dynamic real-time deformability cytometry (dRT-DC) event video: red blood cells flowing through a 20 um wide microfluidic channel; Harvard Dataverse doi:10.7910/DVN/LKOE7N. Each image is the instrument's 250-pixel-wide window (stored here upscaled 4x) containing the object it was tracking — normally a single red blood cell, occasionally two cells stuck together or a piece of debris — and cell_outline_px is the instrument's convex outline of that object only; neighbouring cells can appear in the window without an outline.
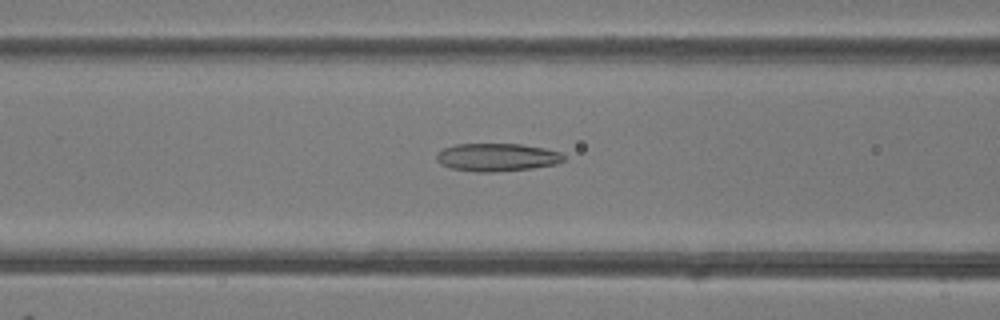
{"species": "common noctule bat (a hibernating species)", "species_latin": "Nyctalus noctula", "temperature_condition": "room temperature", "stored_images_in_passage": 45, "camera_frame_rate_fps": 3000, "um_per_image_px": 0.085, "animal": {"sex": "female"}, "frame": {"image": 1, "passage_image": 20, "time_ms": 6.333, "image_size_px": [1000, 320], "cell_outline_px": [[564, 160], [556, 164], [532, 168], [496, 172], [476, 172], [452, 168], [440, 164], [436, 160], [436, 152], [444, 148], [456, 144], [520, 144], [544, 148], [560, 152], [564, 156]], "centroid_in_image_um": [42.22, 13.37], "position_along_channel_um": 124.4, "area_um2": 20.75}}
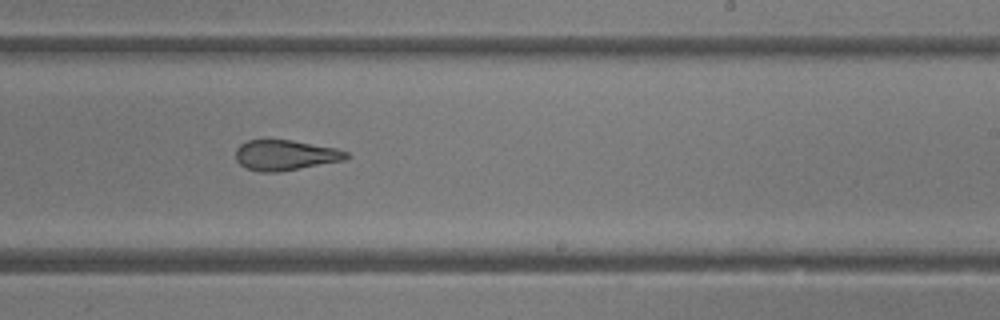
{"frame": {"image": 2, "passage_image": 30, "time_ms": 9.667, "image_size_px": [1000, 320], "cell_outline_px": [[352, 156], [344, 160], [280, 172], [260, 172], [248, 168], [240, 164], [236, 160], [236, 148], [240, 144], [248, 140], [292, 140], [336, 148], [348, 152]], "centroid_in_image_um": [24.27, 13.19], "position_along_channel_um": 264.7, "area_um2": 19.59}}
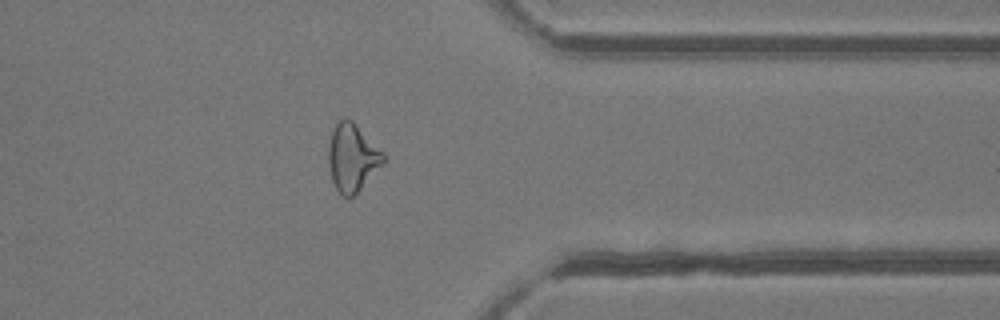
{"frame": {"image": 3, "passage_image": 39, "time_ms": 12.667, "image_size_px": [1000, 320], "cell_outline_px": [[388, 156], [384, 164], [352, 196], [344, 196], [336, 188], [332, 180], [328, 164], [328, 144], [332, 128], [336, 120], [344, 116], [352, 120]], "centroid_in_image_um": [29.94, 13.32], "position_along_channel_um": 381.5, "area_um2": 21.91}, "authors_computed_cell_mechanics": {"area_um2": 22.0218, "velocity_mm_per_s": 4.2133, "shape_relaxation_time_tau1_ms": null, "shape_relaxation_time_tau2_ms": 2.348, "deformation_change_tau1": null, "deformation_change_tau2": 0.1214}}